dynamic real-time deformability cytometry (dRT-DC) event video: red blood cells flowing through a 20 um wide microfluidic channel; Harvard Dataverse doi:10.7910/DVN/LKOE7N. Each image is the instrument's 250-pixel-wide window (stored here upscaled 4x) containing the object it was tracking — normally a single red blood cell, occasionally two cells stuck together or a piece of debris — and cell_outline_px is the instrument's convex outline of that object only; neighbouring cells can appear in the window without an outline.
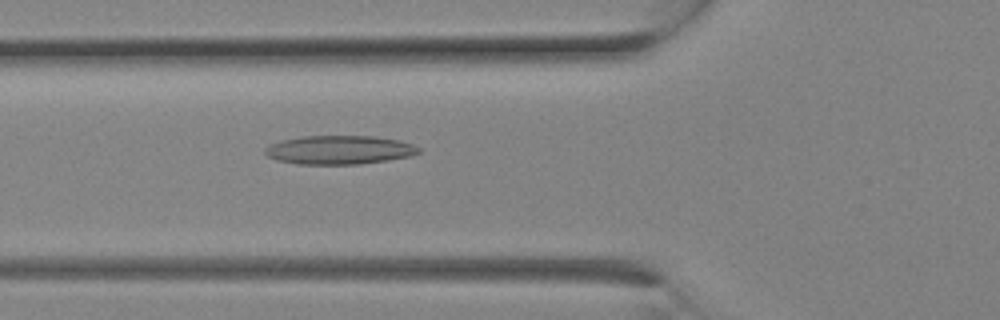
{"species": "Egyptian fruit bat (a non-hibernating species)", "species_latin": "Rousettus aegyptiacus", "temperature_condition": "room temperature", "stored_images_in_passage": 9, "camera_frame_rate_fps": 3000, "um_per_image_px": 0.085, "animal": {"sex": "female"}, "frame": {"image": 1, "passage_image": 9, "time_ms": 2.667, "image_size_px": [1000, 320], "cell_outline_px": [[420, 152], [412, 156], [388, 160], [360, 164], [296, 164], [276, 160], [268, 156], [264, 152], [264, 148], [280, 140], [304, 136], [372, 136], [400, 140], [412, 144], [420, 148]], "centroid_in_image_um": [28.85, 12.74], "position_along_channel_um": 97.0, "area_um2": 25.84}}